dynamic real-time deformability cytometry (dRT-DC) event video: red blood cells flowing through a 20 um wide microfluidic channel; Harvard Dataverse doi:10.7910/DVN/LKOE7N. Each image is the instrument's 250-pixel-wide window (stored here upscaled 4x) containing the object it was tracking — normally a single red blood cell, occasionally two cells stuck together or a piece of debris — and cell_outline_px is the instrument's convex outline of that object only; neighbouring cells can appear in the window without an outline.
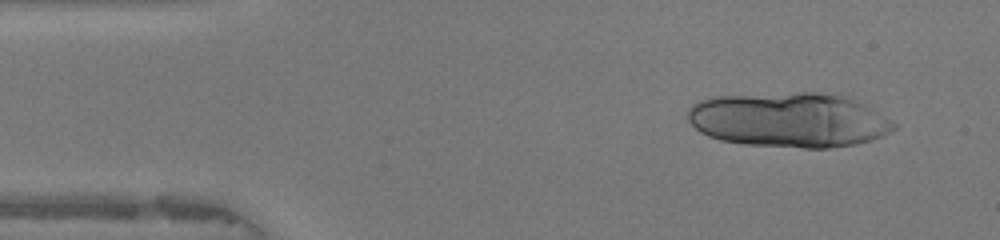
{"species": "human", "species_latin": "Homo sapiens", "temperature_condition": "warm", "stored_images_in_passage": 33, "segment_of_instrument_passage": [1, 2], "camera_frame_rate_fps": 3000, "um_per_image_px": 0.085, "donor": {"sex": "female"}, "frame": {"image": 1, "passage_image": 3, "time_ms": 0.667, "image_size_px": [1000, 240], "cell_outline_px": [[896, 128], [872, 140], [856, 144], [828, 148], [804, 148], [744, 144], [720, 140], [708, 136], [700, 132], [688, 120], [688, 108], [696, 100], [708, 96], [796, 92], [836, 92], [852, 96], [896, 124]], "centroid_in_image_um": [67.05, 10.16], "position_along_channel_um": 18.0, "area_um2": 66.7}}